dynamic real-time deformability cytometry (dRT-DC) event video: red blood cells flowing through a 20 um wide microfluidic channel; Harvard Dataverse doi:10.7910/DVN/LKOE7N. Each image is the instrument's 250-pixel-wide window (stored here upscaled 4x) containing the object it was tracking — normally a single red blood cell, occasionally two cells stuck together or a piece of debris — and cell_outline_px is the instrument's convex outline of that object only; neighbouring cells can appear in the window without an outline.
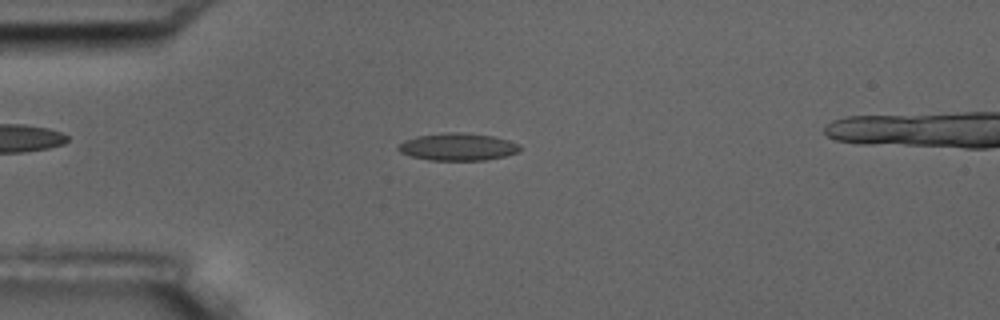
{"species": "common noctule bat (a hibernating species)", "species_latin": "Nyctalus noctula", "temperature_condition": "room temperature", "stored_images_in_passage": 15, "camera_frame_rate_fps": 3000, "um_per_image_px": 0.085, "animal": {"sex": "male", "body_mass_g": 17.5, "forearm_length_mm": 52.3}, "frame": {"image": 1, "passage_image": 3, "time_ms": 3.0, "image_size_px": [1000, 320], "cell_outline_px": [[520, 152], [504, 156], [484, 160], [428, 160], [412, 156], [400, 152], [396, 148], [404, 140], [416, 136], [448, 132], [464, 132], [492, 136], [508, 140], [520, 144]], "centroid_in_image_um": [38.91, 12.48], "position_along_channel_um": 46.1, "area_um2": 19.42}}
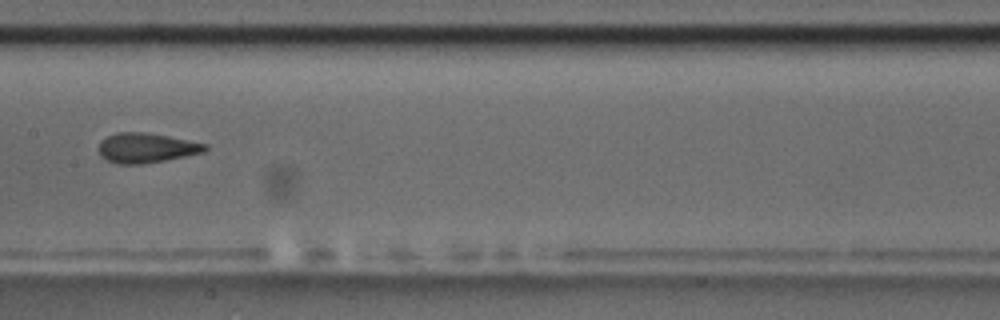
{"frame": {"image": 2, "passage_image": 7, "time_ms": 7.667, "image_size_px": [1000, 320], "cell_outline_px": [[208, 148], [204, 152], [164, 160], [140, 164], [116, 164], [100, 156], [100, 140], [116, 132], [144, 132], [168, 136], [208, 144]], "centroid_in_image_um": [12.43, 12.56], "position_along_channel_um": 195.0, "area_um2": 18.32}}
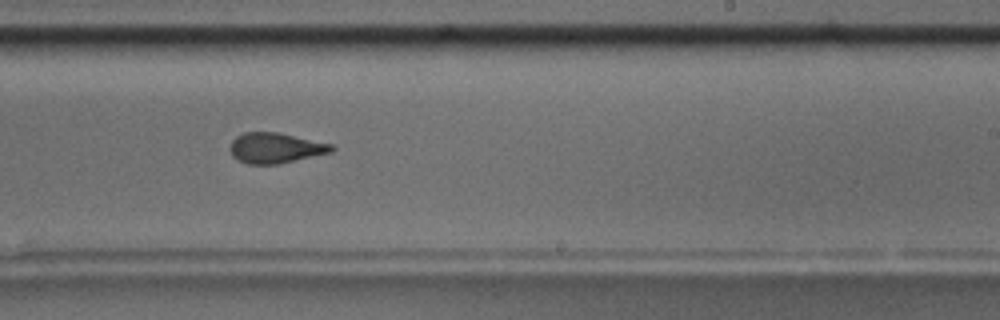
{"frame": {"image": 3, "passage_image": 9, "time_ms": 9.667, "image_size_px": [1000, 320], "cell_outline_px": [[336, 148], [332, 152], [276, 164], [248, 164], [232, 156], [228, 148], [232, 140], [236, 136], [244, 132], [280, 132], [332, 144]], "centroid_in_image_um": [23.4, 12.56], "position_along_channel_um": 265.6, "area_um2": 18.03}, "authors_computed_cell_mechanics": {"area_um2": 18.207, "velocity_mm_per_s": 3.5428, "shape_relaxation_time_tau1_ms": 2.9078, "shape_relaxation_time_tau2_ms": 0.6755, "deformation_change_tau1": 0.1281, "deformation_change_tau2": 0.0701}}